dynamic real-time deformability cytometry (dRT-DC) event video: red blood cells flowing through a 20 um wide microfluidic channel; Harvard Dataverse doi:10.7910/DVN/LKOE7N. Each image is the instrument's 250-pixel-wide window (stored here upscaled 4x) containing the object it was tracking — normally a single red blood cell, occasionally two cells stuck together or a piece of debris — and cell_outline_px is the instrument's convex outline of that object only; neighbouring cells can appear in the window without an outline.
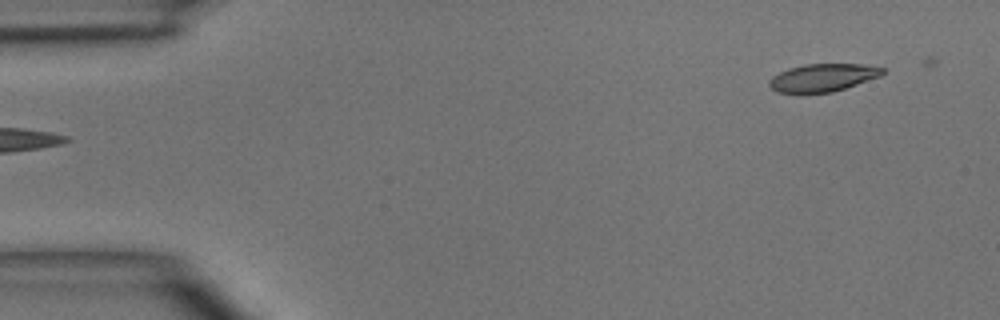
{"species": "common noctule bat (a hibernating species)", "species_latin": "Nyctalus noctula", "temperature_condition": "room temperature", "stored_images_in_passage": 6, "camera_frame_rate_fps": 3000, "um_per_image_px": 0.085, "animal": {"sex": "male", "body_mass_g": 15.6}, "frame": {"image": 1, "passage_image": 6, "time_ms": 6.0, "image_size_px": [1000, 320], "cell_outline_px": [[884, 72], [880, 76], [832, 92], [776, 92], [768, 84], [768, 80], [772, 76], [788, 68], [804, 64], [864, 64], [884, 68]], "centroid_in_image_um": [69.92, 6.58], "position_along_channel_um": 15.1, "area_um2": 18.09}}